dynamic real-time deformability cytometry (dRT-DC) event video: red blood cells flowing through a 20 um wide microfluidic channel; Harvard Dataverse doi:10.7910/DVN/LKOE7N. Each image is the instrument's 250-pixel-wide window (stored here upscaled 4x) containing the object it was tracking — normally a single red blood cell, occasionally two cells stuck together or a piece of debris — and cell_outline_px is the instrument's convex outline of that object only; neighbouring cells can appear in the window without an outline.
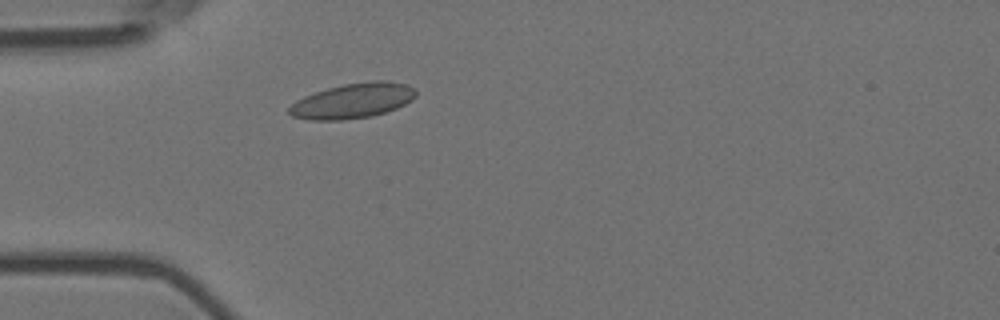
{"species": "Egyptian fruit bat (a non-hibernating species)", "species_latin": "Rousettus aegyptiacus", "temperature_condition": "room temperature", "stored_images_in_passage": 1, "camera_frame_rate_fps": 3000, "um_per_image_px": 0.085, "animal": {"sex": "female"}, "frame": {"image": 1, "passage_image": 1, "time_ms": 0.0, "image_size_px": [1000, 320], "cell_outline_px": [[416, 96], [412, 100], [396, 108], [372, 116], [340, 120], [308, 120], [292, 116], [288, 112], [288, 108], [296, 100], [304, 96], [328, 88], [344, 84], [368, 80], [388, 80], [408, 84], [416, 88]], "centroid_in_image_um": [30.01, 8.55], "position_along_channel_um": 55.0, "area_um2": 26.07}}